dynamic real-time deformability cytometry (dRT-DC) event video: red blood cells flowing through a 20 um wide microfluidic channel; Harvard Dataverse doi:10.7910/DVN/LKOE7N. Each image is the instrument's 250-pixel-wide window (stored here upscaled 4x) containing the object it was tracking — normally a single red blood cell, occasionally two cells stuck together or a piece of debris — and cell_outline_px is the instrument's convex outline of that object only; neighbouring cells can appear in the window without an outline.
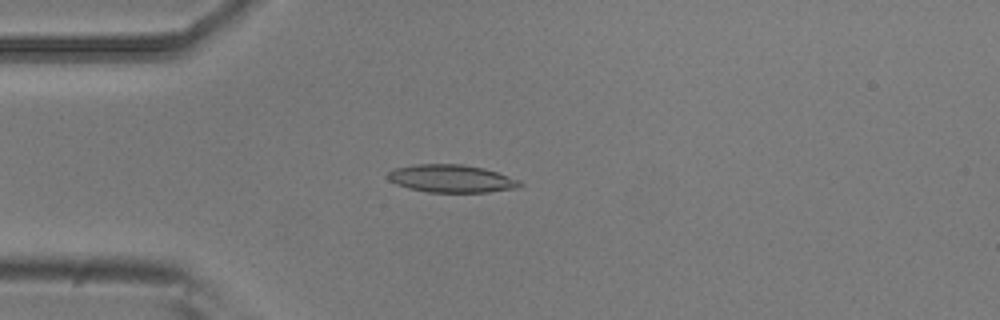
{"species": "common noctule bat (a hibernating species)", "species_latin": "Nyctalus noctula", "temperature_condition": "room temperature", "stored_images_in_passage": 5, "camera_frame_rate_fps": 3000, "um_per_image_px": 0.085, "animal": {"sex": "male", "body_mass_g": 20.5, "forearm_length_mm": 52.5}, "frame": {"image": 1, "passage_image": 4, "time_ms": 1.0, "image_size_px": [1000, 320], "cell_outline_px": [[524, 184], [520, 188], [488, 192], [428, 192], [408, 188], [396, 184], [388, 180], [388, 172], [396, 168], [416, 164], [464, 164], [484, 168], [520, 180]], "centroid_in_image_um": [38.4, 15.18], "position_along_channel_um": 46.6, "area_um2": 21.44}}